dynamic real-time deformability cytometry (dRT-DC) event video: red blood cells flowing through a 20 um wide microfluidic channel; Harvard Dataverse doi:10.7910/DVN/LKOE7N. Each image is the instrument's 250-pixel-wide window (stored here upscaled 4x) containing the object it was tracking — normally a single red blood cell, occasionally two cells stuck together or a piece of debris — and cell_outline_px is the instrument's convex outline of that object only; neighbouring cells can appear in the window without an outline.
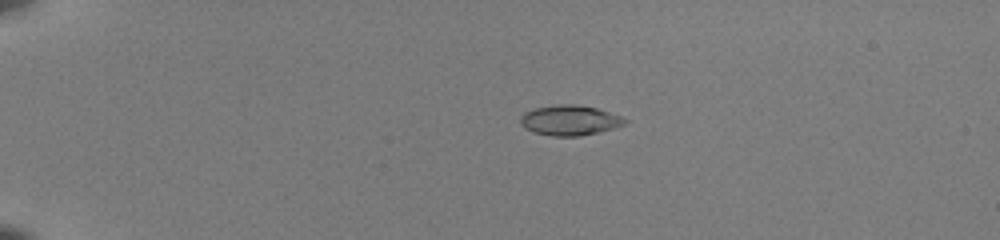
{"species": "common noctule bat (a hibernating species)", "species_latin": "Nyctalus noctula", "temperature_condition": "room temperature", "stored_images_in_passage": 42, "camera_frame_rate_fps": 3000, "um_per_image_px": 0.085, "animal": {"sex": "female", "body_mass_g": 22.0, "forearm_length_mm": 56.7}, "frame": {"image": 1, "passage_image": 2, "time_ms": 0.333, "image_size_px": [1000, 240], "cell_outline_px": [[628, 124], [580, 136], [552, 136], [536, 132], [524, 128], [520, 124], [520, 116], [524, 112], [532, 108], [556, 104], [576, 104], [596, 108], [620, 116], [628, 120]], "centroid_in_image_um": [48.4, 10.21], "position_along_channel_um": 36.6, "area_um2": 18.38}}
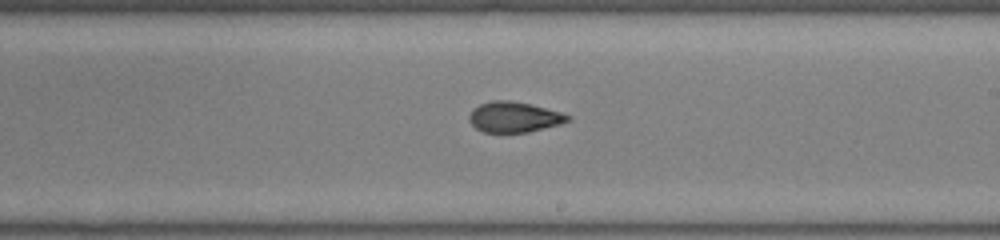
{"frame": {"image": 2, "passage_image": 23, "time_ms": 7.333, "image_size_px": [1000, 240], "cell_outline_px": [[572, 120], [560, 124], [528, 132], [484, 132], [476, 128], [468, 120], [468, 116], [472, 108], [480, 104], [492, 100], [508, 100], [528, 104], [560, 112], [572, 116]], "centroid_in_image_um": [43.68, 9.95], "position_along_channel_um": 245.3, "area_um2": 17.46}}
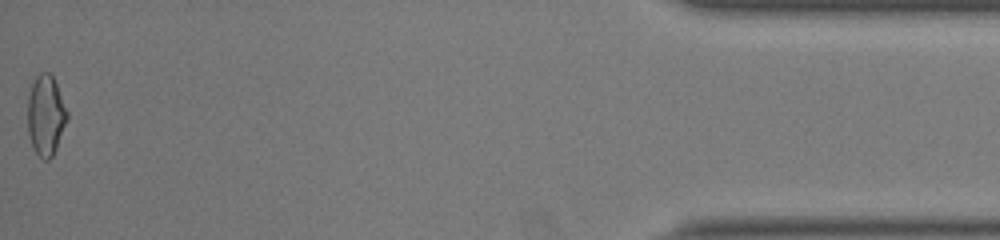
{"frame": {"image": 3, "passage_image": 42, "time_ms": 13.667, "image_size_px": [1000, 240], "cell_outline_px": [[68, 120], [56, 148], [52, 156], [48, 160], [44, 160], [32, 148], [28, 136], [28, 96], [32, 84], [36, 76], [40, 72], [48, 72], [52, 76], [56, 84], [68, 112]], "centroid_in_image_um": [3.89, 9.82], "position_along_channel_um": 431.3, "area_um2": 18.5}, "authors_computed_cell_mechanics": {"area_um2": 17.9758, "velocity_mm_per_s": 4.038, "shape_relaxation_time_tau1_ms": null, "shape_relaxation_time_tau2_ms": 1.36, "deformation_change_tau1": null, "deformation_change_tau2": 0.0756}}